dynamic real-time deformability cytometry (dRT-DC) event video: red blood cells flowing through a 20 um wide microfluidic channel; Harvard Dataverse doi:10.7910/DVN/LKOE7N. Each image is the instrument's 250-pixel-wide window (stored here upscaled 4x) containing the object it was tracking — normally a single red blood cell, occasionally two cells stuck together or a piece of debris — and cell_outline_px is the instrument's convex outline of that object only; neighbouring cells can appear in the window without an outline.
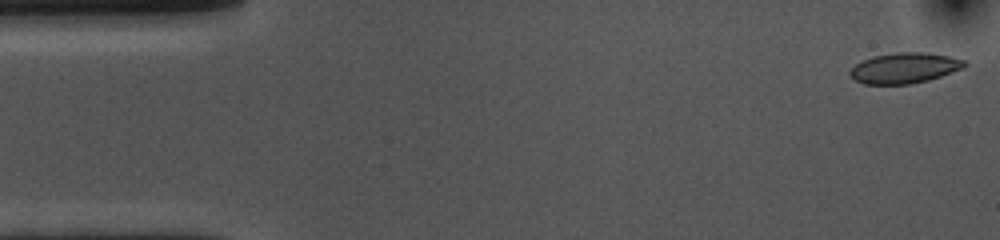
{"species": "common noctule bat (a hibernating species)", "species_latin": "Nyctalus noctula", "temperature_condition": "cold", "stored_images_in_passage": 54, "camera_frame_rate_fps": 3000, "um_per_image_px": 0.085, "animal": {"sex": "female", "body_mass_g": 10.0, "forearm_length_mm": 53.1}, "frame": {"image": 1, "passage_image": 1, "time_ms": 0.0, "image_size_px": [1000, 240], "cell_outline_px": [[968, 64], [964, 68], [928, 80], [912, 84], [864, 84], [848, 76], [848, 72], [856, 64], [872, 56], [900, 52], [928, 52], [948, 56], [964, 60]], "centroid_in_image_um": [76.88, 5.78], "position_along_channel_um": 8.1, "area_um2": 20.4}}
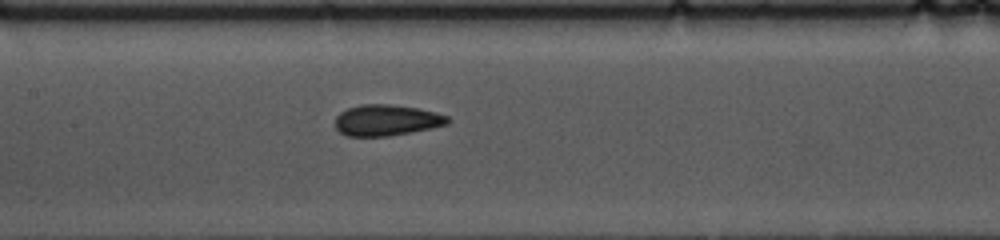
{"frame": {"image": 2, "passage_image": 24, "time_ms": 7.667, "image_size_px": [1000, 240], "cell_outline_px": [[452, 120], [448, 124], [432, 128], [388, 136], [348, 136], [340, 132], [336, 128], [336, 116], [340, 112], [348, 108], [364, 104], [388, 104], [416, 108], [436, 112], [448, 116]], "centroid_in_image_um": [32.88, 10.22], "position_along_channel_um": 174.5, "area_um2": 20.29}}
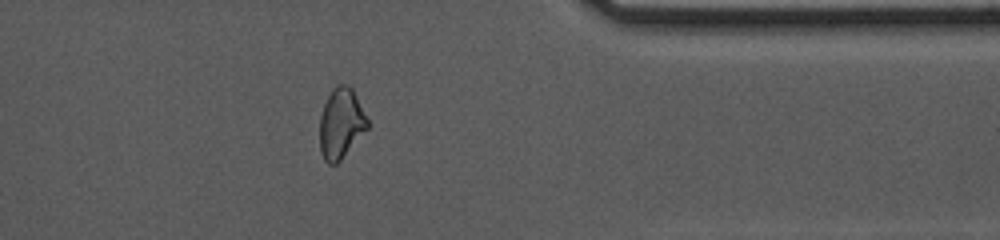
{"frame": {"image": 3, "passage_image": 43, "time_ms": 14.0, "image_size_px": [1000, 240], "cell_outline_px": [[368, 128], [340, 160], [336, 164], [328, 164], [324, 160], [320, 152], [320, 116], [324, 104], [332, 88], [336, 84], [348, 84], [352, 88], [368, 120]], "centroid_in_image_um": [28.97, 10.48], "position_along_channel_um": 382.4, "area_um2": 19.48}, "authors_computed_cell_mechanics": {"area_um2": 20.3745, "velocity_mm_per_s": 3.5637, "shape_relaxation_time_tau1_ms": 6.5548, "shape_relaxation_time_tau2_ms": 1.9182, "deformation_change_tau1": 0.1211, "deformation_change_tau2": 0.0741}}